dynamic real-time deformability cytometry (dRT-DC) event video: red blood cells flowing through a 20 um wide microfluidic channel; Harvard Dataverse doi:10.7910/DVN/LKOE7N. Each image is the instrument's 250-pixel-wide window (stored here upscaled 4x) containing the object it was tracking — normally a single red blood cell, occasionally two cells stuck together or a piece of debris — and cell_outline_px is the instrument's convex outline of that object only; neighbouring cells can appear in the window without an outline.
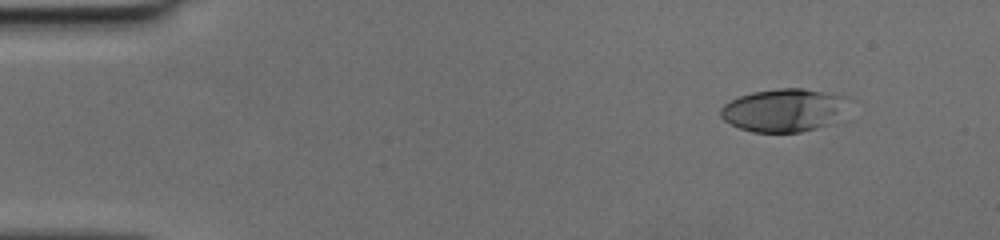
{"species": "human", "species_latin": "Homo sapiens", "temperature_condition": "cold", "stored_images_in_passage": 45, "camera_frame_rate_fps": 3000, "um_per_image_px": 0.085, "donor": {"sex": "female"}, "frame": {"image": 1, "passage_image": 1, "time_ms": 0.0, "image_size_px": [1000, 240], "cell_outline_px": [[856, 100], [836, 120], [828, 124], [816, 128], [800, 132], [752, 132], [740, 128], [724, 120], [720, 116], [720, 108], [724, 104], [740, 96], [752, 92], [780, 88], [804, 88], [852, 96]], "centroid_in_image_um": [66.75, 9.34], "position_along_channel_um": 18.3, "area_um2": 32.71}}
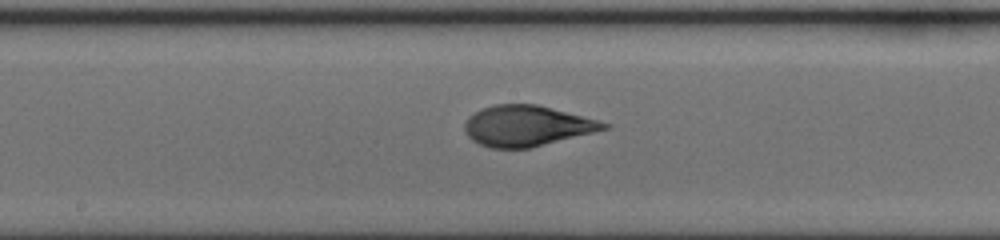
{"frame": {"image": 2, "passage_image": 22, "time_ms": 7.0, "image_size_px": [1000, 240], "cell_outline_px": [[612, 124], [608, 128], [532, 148], [488, 148], [472, 140], [464, 132], [464, 124], [468, 116], [480, 108], [496, 104], [536, 104]], "centroid_in_image_um": [44.72, 10.7], "position_along_channel_um": 203.5, "area_um2": 32.89}}
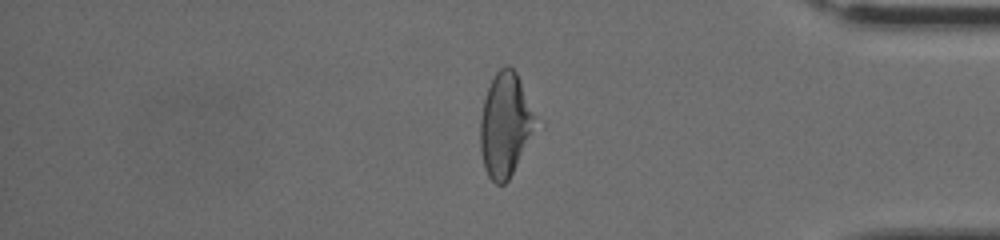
{"frame": {"image": 3, "passage_image": 37, "time_ms": 12.0, "image_size_px": [1000, 240], "cell_outline_px": [[536, 116], [512, 172], [508, 180], [504, 184], [496, 184], [488, 176], [484, 168], [480, 152], [480, 116], [484, 100], [488, 88], [496, 72], [500, 68], [508, 64], [516, 72], [520, 80]], "centroid_in_image_um": [42.86, 10.57], "position_along_channel_um": 392.3, "area_um2": 32.19}}